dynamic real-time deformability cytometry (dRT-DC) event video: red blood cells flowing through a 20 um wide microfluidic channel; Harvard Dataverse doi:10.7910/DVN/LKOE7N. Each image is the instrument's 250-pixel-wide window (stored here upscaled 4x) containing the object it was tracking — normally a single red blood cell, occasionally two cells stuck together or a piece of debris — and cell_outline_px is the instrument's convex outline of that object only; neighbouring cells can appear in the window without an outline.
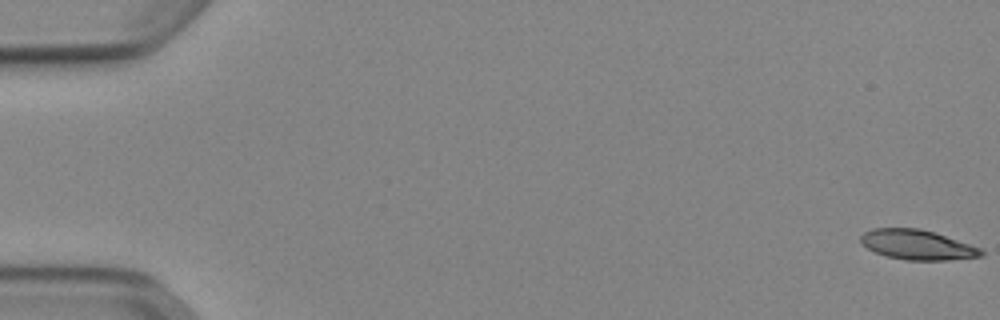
{"species": "Egyptian fruit bat (a non-hibernating species)", "species_latin": "Rousettus aegyptiacus", "temperature_condition": "cold", "stored_images_in_passage": 54, "camera_frame_rate_fps": 3000, "um_per_image_px": 0.085, "animal": {"sex": "female"}, "frame": {"image": 1, "passage_image": 1, "time_ms": 0.0, "image_size_px": [1000, 320], "cell_outline_px": [[984, 256], [948, 260], [908, 260], [888, 256], [876, 252], [868, 248], [860, 240], [860, 236], [864, 232], [872, 228], [920, 228], [980, 248], [984, 252]], "centroid_in_image_um": [77.96, 20.8], "position_along_channel_um": 7.0, "area_um2": 20.58}}
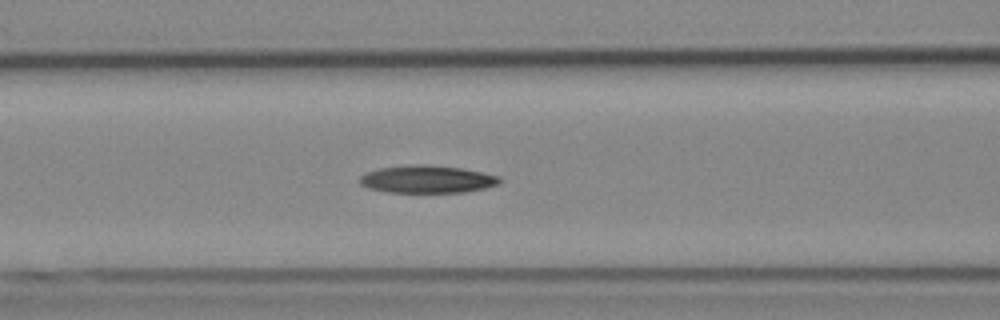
{"frame": {"image": 2, "passage_image": 23, "time_ms": 7.333, "image_size_px": [1000, 320], "cell_outline_px": [[500, 184], [484, 188], [464, 192], [388, 192], [368, 188], [360, 184], [360, 176], [368, 172], [380, 168], [416, 164], [428, 164], [460, 168], [500, 176]], "centroid_in_image_um": [36.31, 15.23], "position_along_channel_um": 130.3, "area_um2": 22.31}}
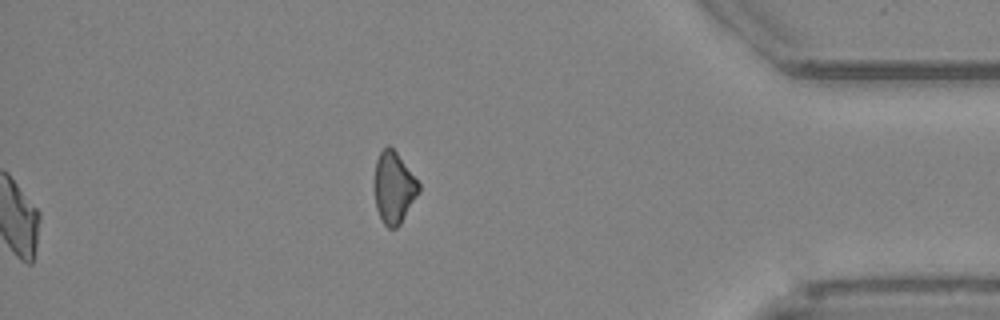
{"frame": {"image": 3, "passage_image": 54, "time_ms": 17.667, "image_size_px": [1000, 320], "cell_outline_px": [[420, 192], [400, 224], [396, 228], [388, 228], [380, 220], [376, 208], [372, 184], [376, 160], [380, 152], [388, 144], [396, 152], [420, 184]], "centroid_in_image_um": [33.43, 15.97], "position_along_channel_um": 401.8, "area_um2": 18.84}}